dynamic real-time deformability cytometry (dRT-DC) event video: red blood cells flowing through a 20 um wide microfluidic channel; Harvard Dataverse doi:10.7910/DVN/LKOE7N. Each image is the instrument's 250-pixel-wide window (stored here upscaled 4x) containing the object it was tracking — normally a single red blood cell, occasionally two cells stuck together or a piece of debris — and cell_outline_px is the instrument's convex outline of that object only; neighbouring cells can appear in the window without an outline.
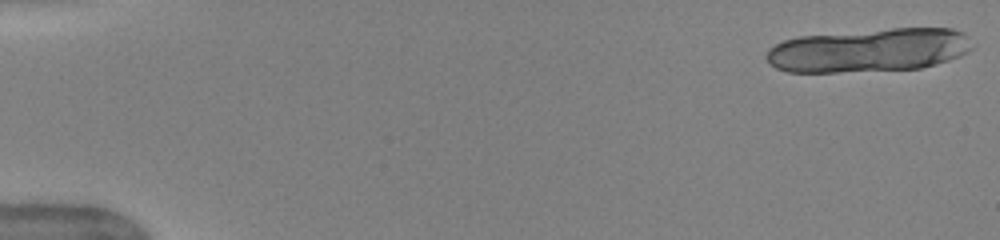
{"species": "human", "species_latin": "Homo sapiens", "temperature_condition": "warm", "stored_images_in_passage": 39, "camera_frame_rate_fps": 3000, "um_per_image_px": 0.085, "donor": {"sex": "female"}, "frame": {"image": 1, "passage_image": 1, "time_ms": 0.0, "image_size_px": [1000, 240], "cell_outline_px": [[972, 48], [968, 52], [960, 56], [936, 64], [920, 68], [836, 72], [788, 72], [776, 68], [768, 64], [764, 56], [768, 48], [784, 40], [800, 36], [892, 28], [952, 28], [964, 32]], "centroid_in_image_um": [73.82, 4.27], "position_along_channel_um": 11.2, "area_um2": 52.37}}